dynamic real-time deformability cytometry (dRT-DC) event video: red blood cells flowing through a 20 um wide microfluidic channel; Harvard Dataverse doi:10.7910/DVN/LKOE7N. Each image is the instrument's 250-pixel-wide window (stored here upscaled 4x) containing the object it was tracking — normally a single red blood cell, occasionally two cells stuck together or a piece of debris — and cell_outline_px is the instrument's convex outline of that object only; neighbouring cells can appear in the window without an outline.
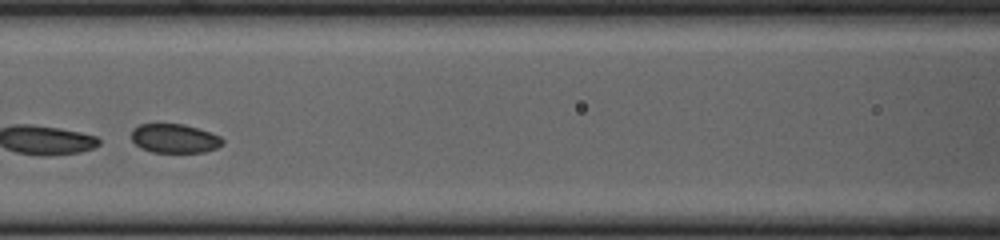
{"species": "common noctule bat (a hibernating species)", "species_latin": "Nyctalus noctula", "temperature_condition": "cold", "stored_images_in_passage": 45, "segment_of_instrument_passage": [2, 2], "camera_frame_rate_fps": 3000, "um_per_image_px": 0.085, "animal": {"sex": "female", "body_mass_g": 23.0, "forearm_length_mm": 53.4}, "frame": {"image": 1, "passage_image": 16, "time_ms": 5.0, "image_size_px": [1000, 240], "cell_outline_px": [[224, 144], [216, 148], [204, 152], [152, 152], [140, 148], [132, 140], [132, 128], [140, 124], [184, 124], [220, 136], [224, 140]], "centroid_in_image_um": [14.83, 11.77], "position_along_channel_um": 151.8, "area_um2": 15.37}}